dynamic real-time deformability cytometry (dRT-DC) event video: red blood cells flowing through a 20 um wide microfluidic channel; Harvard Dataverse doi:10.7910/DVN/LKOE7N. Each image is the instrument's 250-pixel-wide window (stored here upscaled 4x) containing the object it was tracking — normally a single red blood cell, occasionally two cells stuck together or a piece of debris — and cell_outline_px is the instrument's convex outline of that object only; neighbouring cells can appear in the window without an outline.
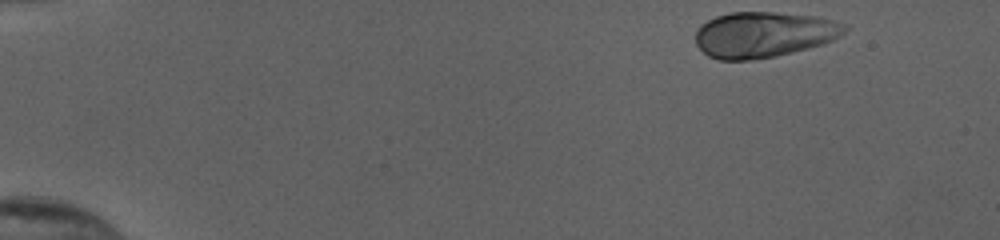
{"species": "human", "species_latin": "Homo sapiens", "temperature_condition": "cold", "stored_images_in_passage": 41, "camera_frame_rate_fps": 3000, "um_per_image_px": 0.085, "donor": {"sex": "female"}, "frame": {"image": 1, "passage_image": 1, "time_ms": 0.0, "image_size_px": [1000, 240], "cell_outline_px": [[848, 28], [840, 36], [824, 44], [776, 56], [748, 60], [720, 60], [708, 56], [696, 44], [696, 32], [700, 24], [716, 16], [732, 12], [772, 12], [820, 16], [836, 20], [848, 24]], "centroid_in_image_um": [64.96, 2.92], "position_along_channel_um": 20.0, "area_um2": 40.0}}
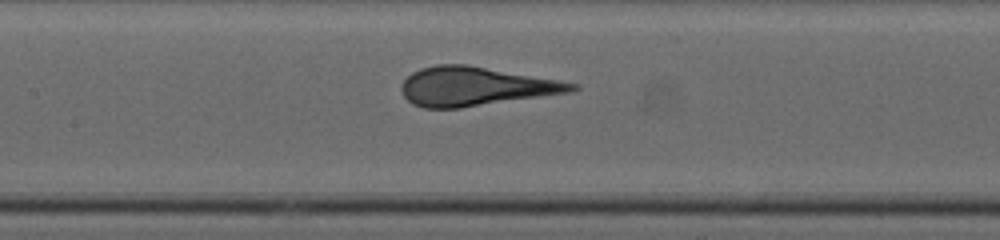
{"frame": {"image": 2, "passage_image": 22, "time_ms": 7.0, "image_size_px": [1000, 240], "cell_outline_px": [[580, 88], [572, 92], [460, 108], [424, 108], [412, 104], [404, 96], [400, 88], [400, 84], [412, 72], [420, 68], [436, 64], [468, 64], [580, 84]], "centroid_in_image_um": [40.4, 7.34], "position_along_channel_um": 167.0, "area_um2": 38.73}}
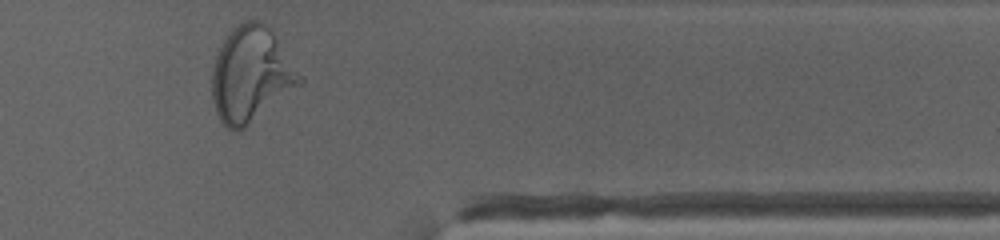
{"frame": {"image": 3, "passage_image": 40, "time_ms": 13.0, "image_size_px": [1000, 240], "cell_outline_px": [[304, 80], [244, 128], [236, 132], [228, 128], [220, 120], [216, 112], [212, 100], [212, 68], [216, 56], [224, 40], [232, 28], [236, 24], [244, 20], [260, 20], [272, 32], [304, 76]], "centroid_in_image_um": [21.32, 6.32], "position_along_channel_um": 390.1, "area_um2": 48.09}}